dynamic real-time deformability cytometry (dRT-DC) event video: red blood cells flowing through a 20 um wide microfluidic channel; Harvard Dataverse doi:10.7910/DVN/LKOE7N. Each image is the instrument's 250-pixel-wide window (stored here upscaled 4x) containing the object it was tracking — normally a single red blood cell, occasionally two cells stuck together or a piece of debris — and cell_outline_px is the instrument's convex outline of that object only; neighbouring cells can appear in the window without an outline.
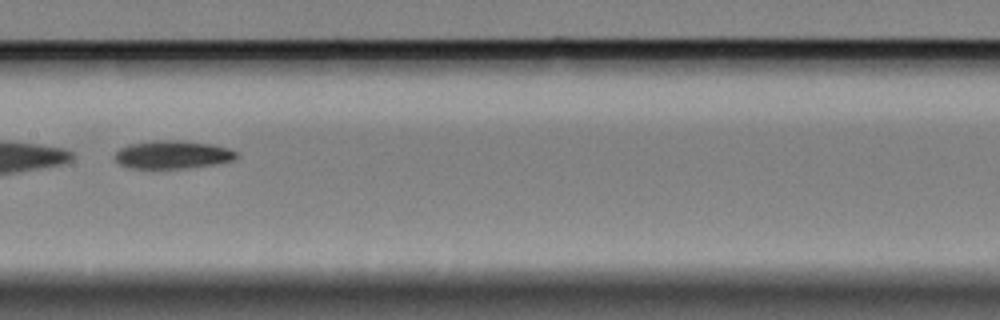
{"species": "Egyptian fruit bat (a non-hibernating species)", "species_latin": "Rousettus aegyptiacus", "temperature_condition": "cold", "stored_images_in_passage": 42, "camera_frame_rate_fps": 3000, "um_per_image_px": 0.085, "animal": {"sex": "female"}, "frame": {"image": 1, "passage_image": 13, "time_ms": 4.0, "image_size_px": [1000, 320], "cell_outline_px": [[240, 156], [232, 160], [212, 164], [184, 168], [128, 168], [120, 164], [116, 160], [116, 152], [120, 148], [132, 144], [156, 140], [176, 140], [212, 144], [228, 148], [236, 152]], "centroid_in_image_um": [14.68, 13.14], "position_along_channel_um": 192.7, "area_um2": 19.59}}
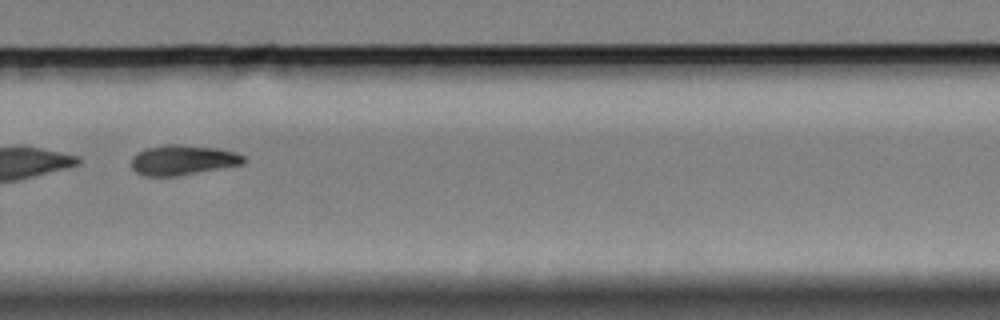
{"frame": {"image": 2, "passage_image": 24, "time_ms": 7.667, "image_size_px": [1000, 320], "cell_outline_px": [[248, 160], [244, 164], [176, 176], [144, 176], [136, 172], [132, 168], [132, 156], [136, 152], [148, 148], [168, 144], [176, 144], [220, 148], [236, 152], [244, 156]], "centroid_in_image_um": [15.56, 13.6], "position_along_channel_um": 314.2, "area_um2": 19.77}, "authors_computed_cell_mechanics": {"area_um2": 20.1433, "velocity_mm_per_s": 3.3262, "shape_relaxation_time_tau1_ms": 3.5139, "shape_relaxation_time_tau2_ms": null, "deformation_change_tau1": 0.1182, "deformation_change_tau2": null}}